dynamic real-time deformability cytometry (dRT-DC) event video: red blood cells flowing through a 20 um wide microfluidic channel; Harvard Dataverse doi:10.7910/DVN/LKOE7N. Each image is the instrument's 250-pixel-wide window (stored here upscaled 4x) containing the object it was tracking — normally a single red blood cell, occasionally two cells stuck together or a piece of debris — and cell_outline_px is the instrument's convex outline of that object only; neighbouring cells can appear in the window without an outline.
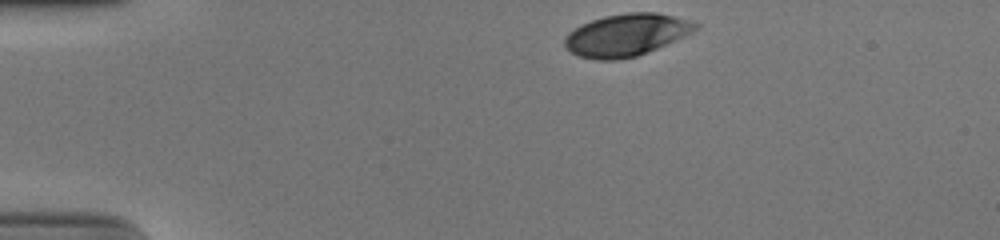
{"species": "human", "species_latin": "Homo sapiens", "temperature_condition": "cold", "stored_images_in_passage": 34, "camera_frame_rate_fps": 3000, "um_per_image_px": 0.085, "donor": {"sex": "male"}, "frame": {"image": 1, "passage_image": 1, "time_ms": 0.0, "image_size_px": [1000, 240], "cell_outline_px": [[700, 28], [676, 40], [636, 56], [616, 60], [596, 60], [576, 56], [564, 44], [564, 40], [568, 32], [580, 24], [604, 16], [628, 12], [656, 12], [692, 20], [700, 24]], "centroid_in_image_um": [53.25, 2.96], "position_along_channel_um": 31.8, "area_um2": 32.31}}
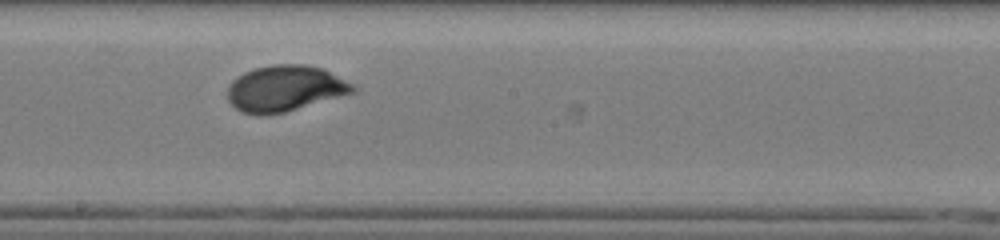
{"frame": {"image": 2, "passage_image": 21, "time_ms": 6.667, "image_size_px": [1000, 240], "cell_outline_px": [[360, 88], [356, 92], [284, 112], [264, 116], [256, 116], [240, 112], [228, 100], [228, 88], [232, 80], [244, 72], [256, 68], [272, 64], [304, 64], [324, 68], [356, 84]], "centroid_in_image_um": [24.27, 7.52], "position_along_channel_um": 223.9, "area_um2": 34.1}}
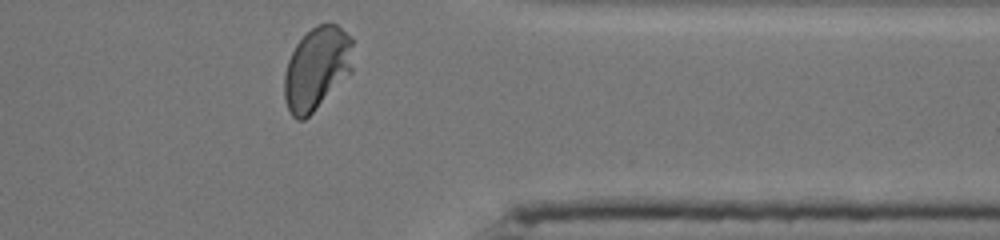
{"frame": {"image": 3, "passage_image": 34, "time_ms": 11.0, "image_size_px": [1000, 240], "cell_outline_px": [[352, 72], [304, 120], [296, 120], [292, 116], [288, 108], [284, 96], [284, 76], [288, 60], [296, 44], [316, 24], [336, 24], [352, 36]], "centroid_in_image_um": [26.93, 5.81], "position_along_channel_um": 384.5, "area_um2": 33.0}, "authors_computed_cell_mechanics": {"area_um2": 32.8882, "velocity_mm_per_s": 3.8821, "shape_relaxation_time_tau1_ms": 3.3404, "shape_relaxation_time_tau2_ms": null, "deformation_change_tau1": 0.1516, "deformation_change_tau2": null}}